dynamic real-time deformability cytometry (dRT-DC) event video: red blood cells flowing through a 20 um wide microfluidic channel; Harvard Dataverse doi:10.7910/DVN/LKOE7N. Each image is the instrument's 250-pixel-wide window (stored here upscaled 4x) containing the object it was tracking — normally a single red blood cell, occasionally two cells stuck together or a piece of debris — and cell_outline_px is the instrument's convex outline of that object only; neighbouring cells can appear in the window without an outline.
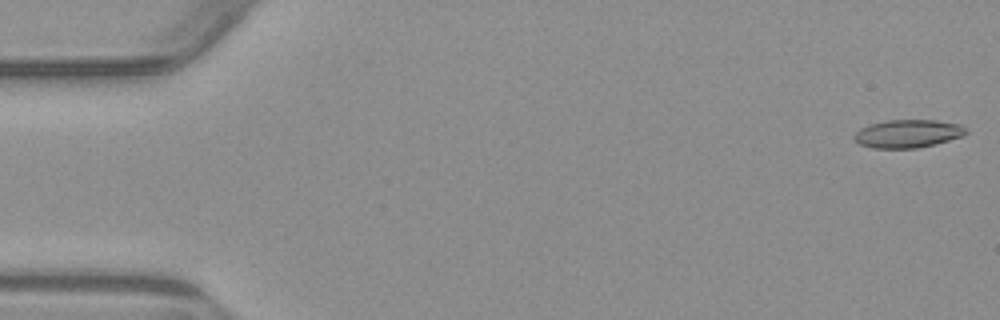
{"species": "common noctule bat (a hibernating species)", "species_latin": "Nyctalus noctula", "temperature_condition": "warm", "stored_images_in_passage": 5, "camera_frame_rate_fps": 3000, "um_per_image_px": 0.085, "animal": {"sex": "male", "body_mass_g": 23.1, "forearm_length_mm": 52.7}, "frame": {"image": 1, "passage_image": 1, "time_ms": 0.0, "image_size_px": [1000, 320], "cell_outline_px": [[968, 132], [964, 136], [936, 144], [916, 148], [872, 148], [860, 144], [852, 136], [860, 128], [868, 124], [888, 120], [936, 120], [960, 124]], "centroid_in_image_um": [77.17, 11.36], "position_along_channel_um": 7.8, "area_um2": 18.38}}
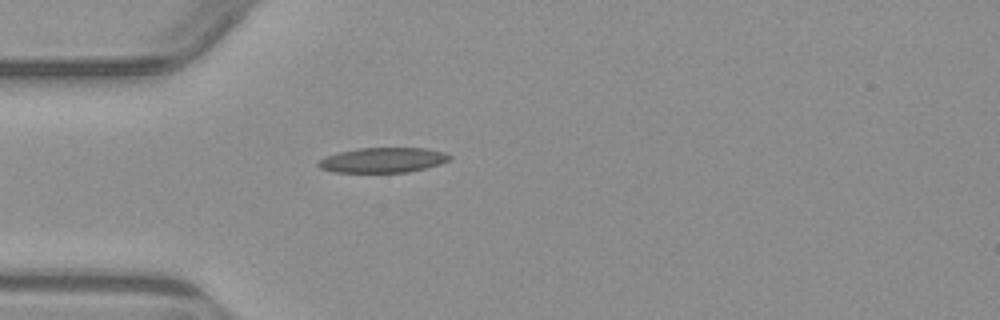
{"frame": {"image": 2, "passage_image": 5, "time_ms": 4.667, "image_size_px": [1000, 320], "cell_outline_px": [[452, 156], [448, 160], [440, 164], [408, 172], [332, 172], [320, 168], [316, 164], [324, 156], [340, 152], [360, 148], [424, 148], [444, 152]], "centroid_in_image_um": [32.52, 13.61], "position_along_channel_um": 52.5, "area_um2": 19.02}}